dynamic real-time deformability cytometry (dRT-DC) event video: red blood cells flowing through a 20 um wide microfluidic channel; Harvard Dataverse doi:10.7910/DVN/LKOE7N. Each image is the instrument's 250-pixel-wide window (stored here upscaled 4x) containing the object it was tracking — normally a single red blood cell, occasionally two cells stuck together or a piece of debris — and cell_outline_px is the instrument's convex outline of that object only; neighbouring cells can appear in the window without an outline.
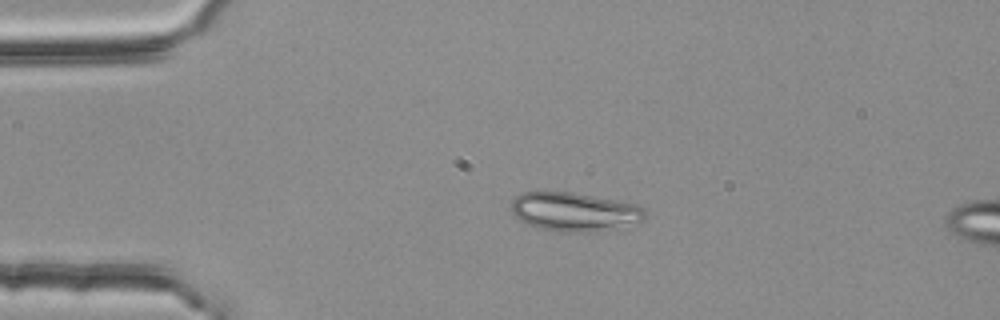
{"species": "common noctule bat (a hibernating species)", "species_latin": "Nyctalus noctula", "temperature_condition": "room temperature", "stored_images_in_passage": 6, "camera_frame_rate_fps": 3000, "um_per_image_px": 0.085, "animal": {"sex": "female", "body_mass_g": 25.1}, "frame": {"image": 1, "passage_image": 1, "time_ms": 0.0, "image_size_px": [1000, 320], "cell_outline_px": [[644, 216], [640, 220], [588, 232], [560, 232], [540, 228], [524, 224], [516, 220], [512, 212], [512, 200], [520, 192], [572, 192], [616, 200], [636, 204], [644, 208]], "centroid_in_image_um": [48.68, 17.98], "position_along_channel_um": 36.3, "area_um2": 29.71}}